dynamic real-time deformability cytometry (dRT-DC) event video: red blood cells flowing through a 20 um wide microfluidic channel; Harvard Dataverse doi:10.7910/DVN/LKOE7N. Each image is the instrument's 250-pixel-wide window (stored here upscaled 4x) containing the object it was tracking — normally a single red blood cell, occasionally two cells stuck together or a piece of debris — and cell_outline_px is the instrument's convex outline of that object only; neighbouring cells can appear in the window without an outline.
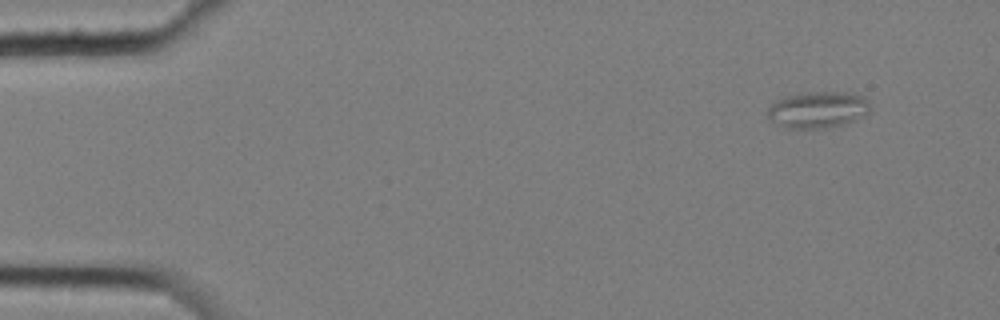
{"species": "common noctule bat (a hibernating species)", "species_latin": "Nyctalus noctula", "temperature_condition": "cold", "stored_images_in_passage": 7, "camera_frame_rate_fps": 3000, "um_per_image_px": 0.085, "animal": {"sex": "female", "body_mass_g": 25.1}, "frame": {"image": 1, "passage_image": 1, "time_ms": 0.0, "image_size_px": [1000, 320], "cell_outline_px": [[872, 108], [864, 116], [856, 120], [844, 124], [824, 128], [784, 128], [768, 120], [764, 112], [776, 100], [788, 96], [808, 92], [852, 92], [864, 96], [868, 100]], "centroid_in_image_um": [69.52, 9.33], "position_along_channel_um": 15.5, "area_um2": 22.25}}
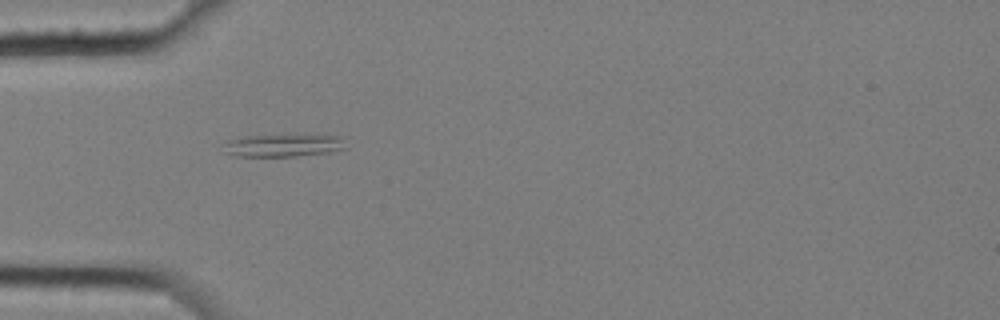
{"frame": {"image": 2, "passage_image": 5, "time_ms": 1.333, "image_size_px": [1000, 320], "cell_outline_px": [[348, 148], [328, 152], [296, 156], [236, 156], [228, 152], [224, 144], [228, 140], [244, 136], [324, 132], [328, 132], [340, 136]], "centroid_in_image_um": [24.25, 12.29], "position_along_channel_um": 60.8, "area_um2": 16.94}}